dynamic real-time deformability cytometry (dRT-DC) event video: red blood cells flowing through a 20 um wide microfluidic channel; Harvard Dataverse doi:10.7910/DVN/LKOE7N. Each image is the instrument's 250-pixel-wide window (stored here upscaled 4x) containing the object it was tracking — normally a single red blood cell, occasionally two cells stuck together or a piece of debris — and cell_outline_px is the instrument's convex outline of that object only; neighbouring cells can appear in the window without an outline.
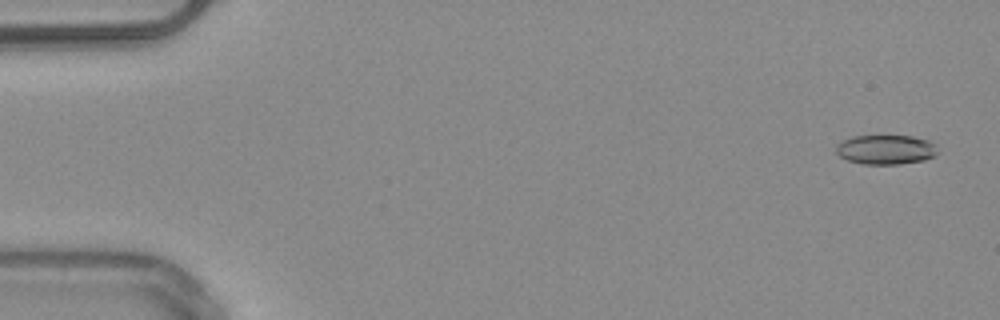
{"species": "common noctule bat (a hibernating species)", "species_latin": "Nyctalus noctula", "temperature_condition": "warm", "stored_images_in_passage": 51, "camera_frame_rate_fps": 3000, "um_per_image_px": 0.085, "animal": {"sex": "male", "body_mass_g": 20.4}, "frame": {"image": 1, "passage_image": 2, "time_ms": 0.333, "image_size_px": [1000, 320], "cell_outline_px": [[936, 156], [924, 160], [900, 164], [860, 164], [848, 160], [840, 156], [836, 152], [836, 144], [852, 136], [912, 136], [928, 140], [936, 144]], "centroid_in_image_um": [75.3, 12.72], "position_along_channel_um": 9.7, "area_um2": 17.51}}
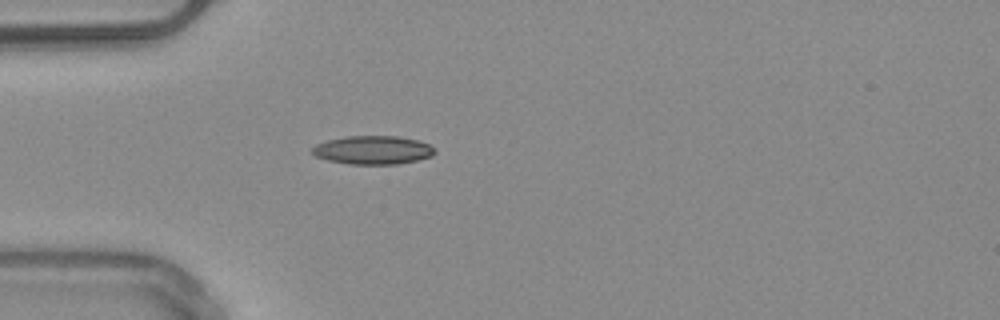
{"frame": {"image": 2, "passage_image": 15, "time_ms": 4.667, "image_size_px": [1000, 320], "cell_outline_px": [[436, 152], [432, 156], [416, 160], [396, 164], [348, 164], [328, 160], [316, 156], [312, 152], [312, 148], [316, 144], [328, 140], [344, 136], [396, 136], [420, 140], [428, 144]], "centroid_in_image_um": [31.69, 12.75], "position_along_channel_um": 53.3, "area_um2": 20.29}}
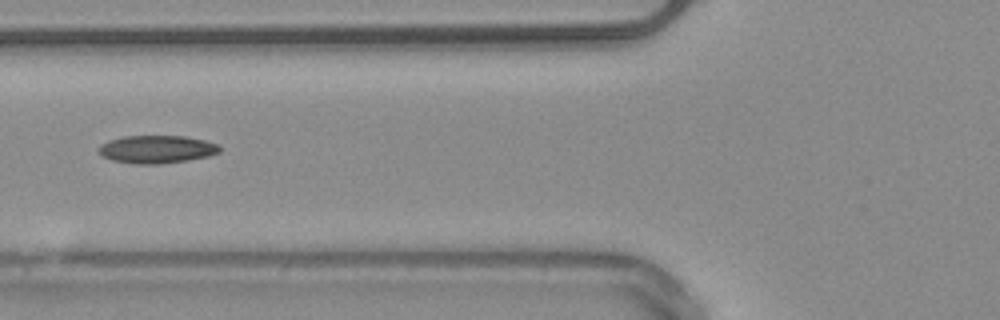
{"frame": {"image": 3, "passage_image": 20, "time_ms": 6.333, "image_size_px": [1000, 320], "cell_outline_px": [[220, 152], [208, 156], [188, 160], [160, 164], [132, 164], [112, 160], [96, 152], [96, 148], [100, 144], [108, 140], [124, 136], [184, 136], [204, 140], [220, 144]], "centroid_in_image_um": [13.29, 12.69], "position_along_channel_um": 112.5, "area_um2": 19.88}, "authors_computed_cell_mechanics": {"area_um2": 18.9006, "velocity_mm_per_s": 4.0143, "shape_relaxation_time_tau1_ms": null, "shape_relaxation_time_tau2_ms": 3.2883, "deformation_change_tau1": null, "deformation_change_tau2": 0.1108}}